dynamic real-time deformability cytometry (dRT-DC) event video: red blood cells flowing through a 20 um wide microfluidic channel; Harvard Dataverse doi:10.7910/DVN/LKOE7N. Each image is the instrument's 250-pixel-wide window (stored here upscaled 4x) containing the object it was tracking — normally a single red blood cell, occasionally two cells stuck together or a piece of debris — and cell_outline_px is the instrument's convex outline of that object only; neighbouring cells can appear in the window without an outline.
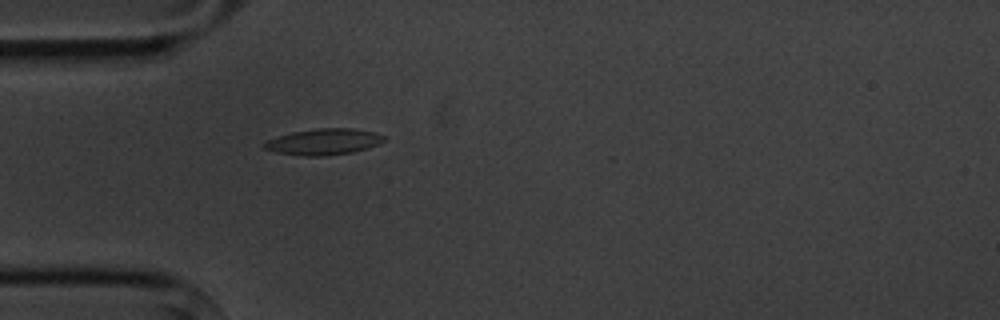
{"species": "common noctule bat (a hibernating species)", "species_latin": "Nyctalus noctula", "temperature_condition": "cold", "stored_images_in_passage": 1, "camera_frame_rate_fps": 3000, "um_per_image_px": 0.085, "animal": {"sex": "male", "body_mass_g": 20.1, "forearm_length_mm": 53.5}, "frame": {"image": 1, "passage_image": 1, "time_ms": 0.0, "image_size_px": [1000, 320], "cell_outline_px": [[384, 140], [368, 148], [352, 152], [324, 156], [304, 156], [276, 152], [264, 148], [260, 144], [268, 140], [292, 132], [316, 128], [352, 128], [372, 132], [384, 136]], "centroid_in_image_um": [27.47, 12.05], "position_along_channel_um": 57.5, "area_um2": 18.03}}